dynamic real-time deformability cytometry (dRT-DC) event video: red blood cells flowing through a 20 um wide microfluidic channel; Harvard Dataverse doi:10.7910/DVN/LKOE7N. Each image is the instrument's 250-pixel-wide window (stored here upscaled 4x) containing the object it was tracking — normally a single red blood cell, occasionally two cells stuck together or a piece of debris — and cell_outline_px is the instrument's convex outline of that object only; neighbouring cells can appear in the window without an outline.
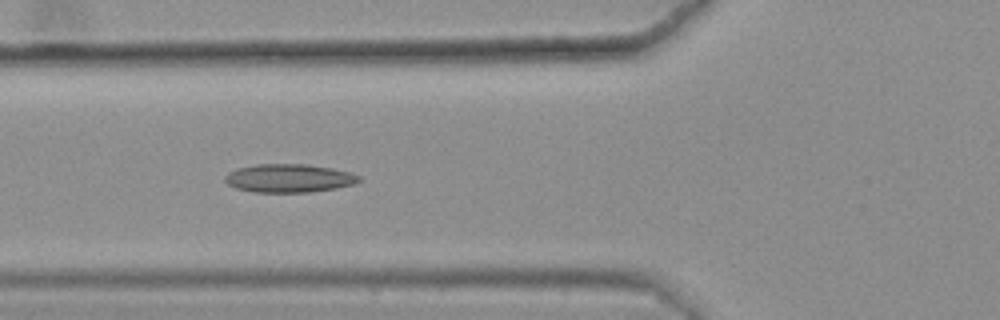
{"species": "common noctule bat (a hibernating species)", "species_latin": "Nyctalus noctula", "temperature_condition": "warm", "stored_images_in_passage": 48, "camera_frame_rate_fps": 3000, "um_per_image_px": 0.085, "animal": {"sex": "female", "body_mass_g": 25.1}, "frame": {"image": 1, "passage_image": 21, "time_ms": 6.667, "image_size_px": [1000, 320], "cell_outline_px": [[360, 180], [356, 184], [336, 188], [308, 192], [252, 192], [236, 188], [228, 184], [224, 180], [224, 176], [228, 172], [236, 168], [256, 164], [304, 164], [332, 168], [348, 172], [360, 176]], "centroid_in_image_um": [24.53, 15.15], "position_along_channel_um": 101.3, "area_um2": 22.2}, "authors_computed_cell_mechanics": {"area_um2": 20.8658, "velocity_mm_per_s": 3.6377, "shape_relaxation_time_tau1_ms": null, "shape_relaxation_time_tau2_ms": 3.7876, "deformation_change_tau1": null, "deformation_change_tau2": 0.108}}